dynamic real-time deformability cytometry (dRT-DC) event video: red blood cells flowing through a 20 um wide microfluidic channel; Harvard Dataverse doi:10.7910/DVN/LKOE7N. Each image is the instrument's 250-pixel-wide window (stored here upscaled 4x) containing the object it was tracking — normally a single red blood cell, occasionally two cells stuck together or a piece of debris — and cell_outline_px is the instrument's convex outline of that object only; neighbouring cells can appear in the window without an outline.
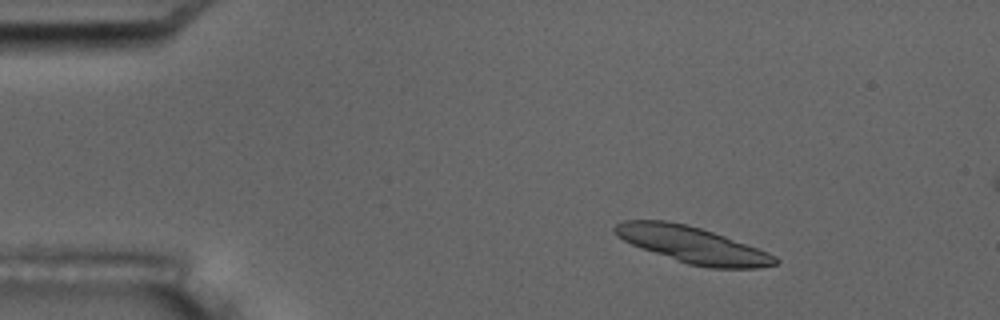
{"species": "common noctule bat (a hibernating species)", "species_latin": "Nyctalus noctula", "temperature_condition": "room temperature", "stored_images_in_passage": 6, "camera_frame_rate_fps": 3000, "um_per_image_px": 0.085, "animal": {"sex": "male", "body_mass_g": 17.5, "forearm_length_mm": 52.3}, "frame": {"image": 1, "passage_image": 3, "time_ms": 2.0, "image_size_px": [1000, 320], "cell_outline_px": [[780, 260], [776, 264], [760, 268], [708, 268], [688, 264], [640, 248], [616, 236], [612, 232], [612, 228], [616, 224], [624, 220], [664, 220], [684, 224], [700, 228], [724, 236], [768, 252], [776, 256]], "centroid_in_image_um": [58.84, 20.81], "position_along_channel_um": 26.2, "area_um2": 33.87}}